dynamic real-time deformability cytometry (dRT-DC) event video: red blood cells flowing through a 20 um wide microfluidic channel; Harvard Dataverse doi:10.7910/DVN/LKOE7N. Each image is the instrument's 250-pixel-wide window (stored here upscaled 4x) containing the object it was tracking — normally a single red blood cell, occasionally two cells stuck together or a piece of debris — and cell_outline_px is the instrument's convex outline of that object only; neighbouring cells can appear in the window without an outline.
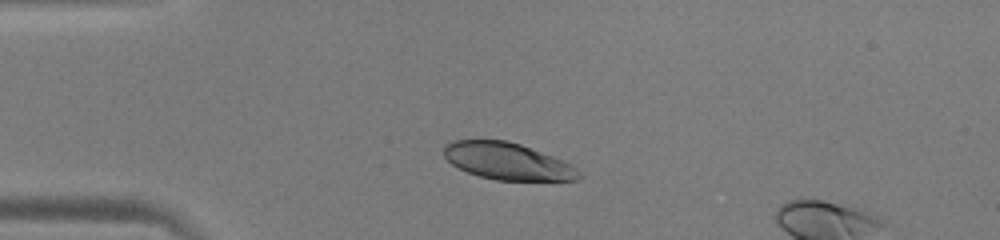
{"species": "human", "species_latin": "Homo sapiens", "temperature_condition": "warm", "stored_images_in_passage": 37, "camera_frame_rate_fps": 3000, "um_per_image_px": 0.085, "donor": {"sex": "male"}, "frame": {"image": 1, "passage_image": 1, "time_ms": 0.0, "image_size_px": [1000, 240], "cell_outline_px": [[584, 176], [576, 180], [496, 180], [480, 176], [468, 172], [452, 164], [444, 156], [444, 144], [456, 140], [508, 140], [520, 144], [552, 156], [572, 164]], "centroid_in_image_um": [43.15, 13.7], "position_along_channel_um": 41.8, "area_um2": 28.9}}
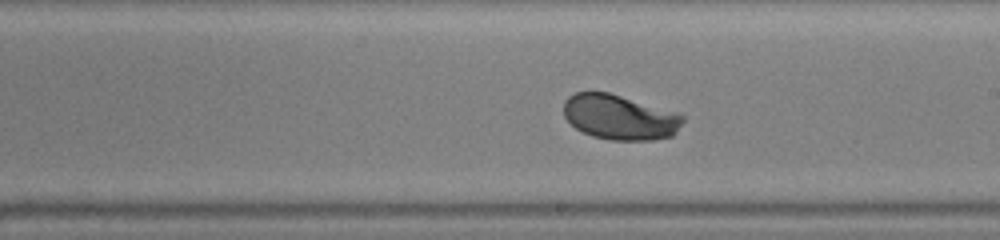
{"frame": {"image": 2, "passage_image": 18, "time_ms": 5.667, "image_size_px": [1000, 240], "cell_outline_px": [[684, 120], [676, 132], [672, 136], [652, 140], [612, 140], [592, 136], [576, 128], [564, 116], [564, 100], [568, 96], [576, 92], [608, 92], [680, 112], [684, 116]], "centroid_in_image_um": [52.71, 9.95], "position_along_channel_um": 236.3, "area_um2": 31.44}}
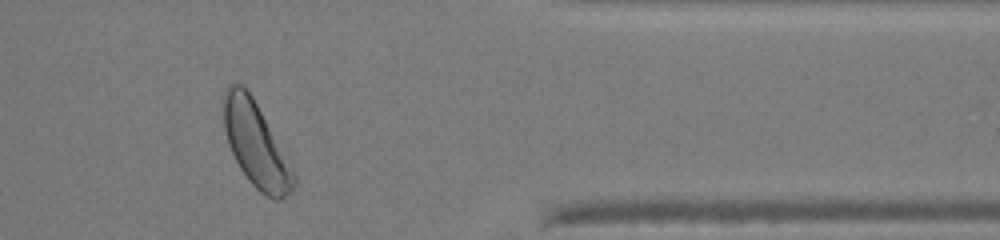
{"frame": {"image": 3, "passage_image": 31, "time_ms": 10.0, "image_size_px": [1000, 240], "cell_outline_px": [[296, 184], [280, 200], [276, 200], [260, 192], [248, 180], [240, 168], [228, 144], [224, 128], [224, 92], [232, 84], [240, 84], [252, 96], [296, 176]], "centroid_in_image_um": [21.73, 12.32], "position_along_channel_um": 389.7, "area_um2": 33.29}}